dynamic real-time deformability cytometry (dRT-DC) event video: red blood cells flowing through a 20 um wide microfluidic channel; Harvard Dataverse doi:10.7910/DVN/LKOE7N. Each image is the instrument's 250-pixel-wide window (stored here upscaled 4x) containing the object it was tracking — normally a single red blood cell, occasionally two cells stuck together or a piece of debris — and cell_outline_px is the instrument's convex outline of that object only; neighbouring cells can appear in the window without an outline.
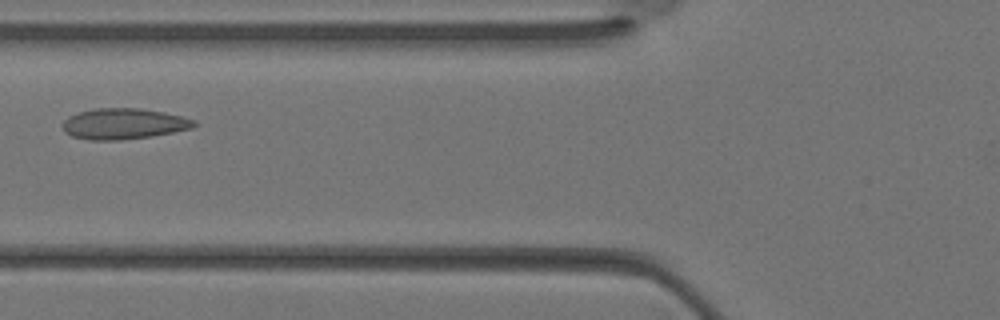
{"species": "Egyptian fruit bat (a non-hibernating species)", "species_latin": "Rousettus aegyptiacus", "temperature_condition": "warm", "stored_images_in_passage": 30, "camera_frame_rate_fps": 3000, "um_per_image_px": 0.085, "animal": {"sex": "female"}, "frame": {"image": 1, "passage_image": 9, "time_ms": 2.667, "image_size_px": [1000, 320], "cell_outline_px": [[196, 124], [192, 128], [152, 136], [120, 140], [88, 140], [72, 136], [64, 132], [64, 120], [68, 116], [76, 112], [92, 108], [140, 108], [164, 112], [196, 120]], "centroid_in_image_um": [10.48, 10.51], "position_along_channel_um": 115.3, "area_um2": 23.7}}
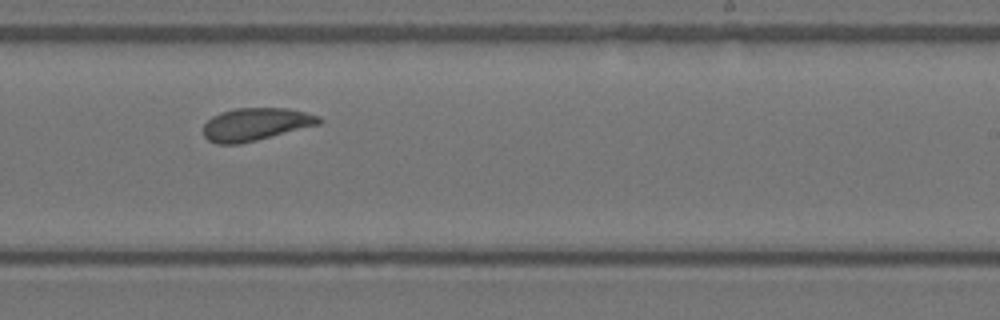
{"frame": {"image": 2, "passage_image": 17, "time_ms": 5.333, "image_size_px": [1000, 320], "cell_outline_px": [[324, 120], [320, 124], [240, 144], [216, 144], [208, 140], [204, 136], [204, 124], [212, 116], [220, 112], [236, 108], [288, 108], [320, 116]], "centroid_in_image_um": [21.73, 10.56], "position_along_channel_um": 267.3, "area_um2": 22.02}}
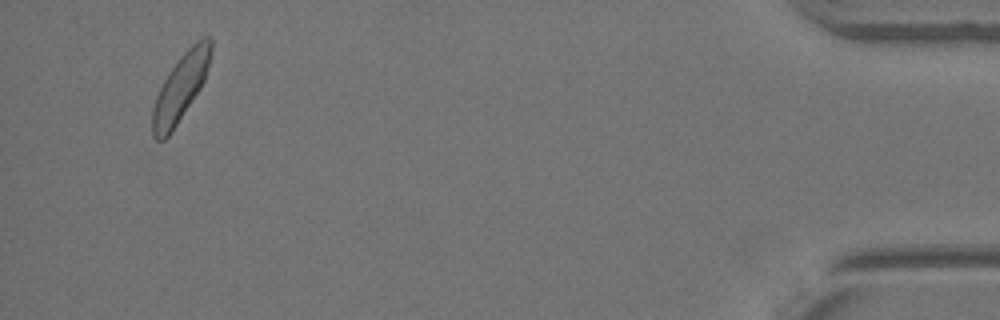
{"frame": {"image": 3, "passage_image": 29, "time_ms": 9.333, "image_size_px": [1000, 320], "cell_outline_px": [[212, 48], [204, 80], [200, 88], [172, 132], [164, 140], [156, 140], [152, 136], [152, 108], [156, 96], [168, 72], [180, 56], [196, 40], [204, 36], [208, 36], [212, 40]], "centroid_in_image_um": [15.33, 7.45], "position_along_channel_um": 419.9, "area_um2": 22.66}}